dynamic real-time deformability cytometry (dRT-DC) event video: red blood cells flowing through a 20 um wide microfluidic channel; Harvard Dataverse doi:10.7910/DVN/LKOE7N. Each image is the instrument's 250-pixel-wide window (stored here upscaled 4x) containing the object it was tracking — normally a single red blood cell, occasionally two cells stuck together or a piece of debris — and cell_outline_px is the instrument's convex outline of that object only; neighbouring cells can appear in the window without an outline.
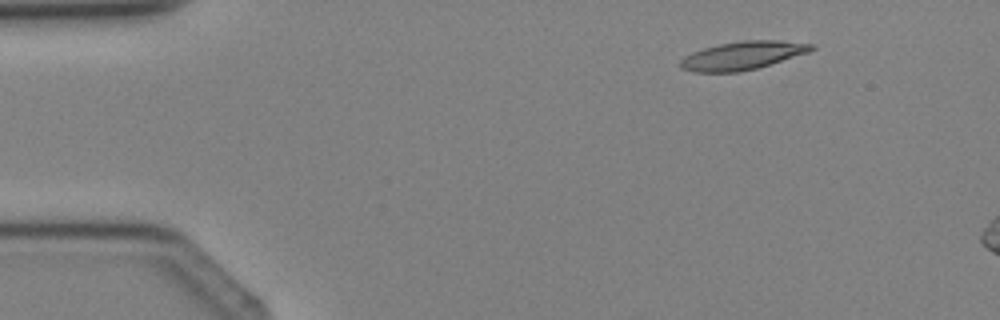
{"species": "Egyptian fruit bat (a non-hibernating species)", "species_latin": "Rousettus aegyptiacus", "temperature_condition": "cold", "stored_images_in_passage": 3, "camera_frame_rate_fps": 3000, "um_per_image_px": 0.085, "animal": {"sex": "female"}, "frame": {"image": 1, "passage_image": 1, "time_ms": 0.0, "image_size_px": [1000, 320], "cell_outline_px": [[816, 48], [808, 52], [756, 68], [740, 72], [692, 72], [680, 68], [680, 60], [684, 56], [692, 52], [704, 48], [720, 44], [744, 40], [780, 40], [816, 44]], "centroid_in_image_um": [63.1, 4.72], "position_along_channel_um": 21.9, "area_um2": 21.5}}